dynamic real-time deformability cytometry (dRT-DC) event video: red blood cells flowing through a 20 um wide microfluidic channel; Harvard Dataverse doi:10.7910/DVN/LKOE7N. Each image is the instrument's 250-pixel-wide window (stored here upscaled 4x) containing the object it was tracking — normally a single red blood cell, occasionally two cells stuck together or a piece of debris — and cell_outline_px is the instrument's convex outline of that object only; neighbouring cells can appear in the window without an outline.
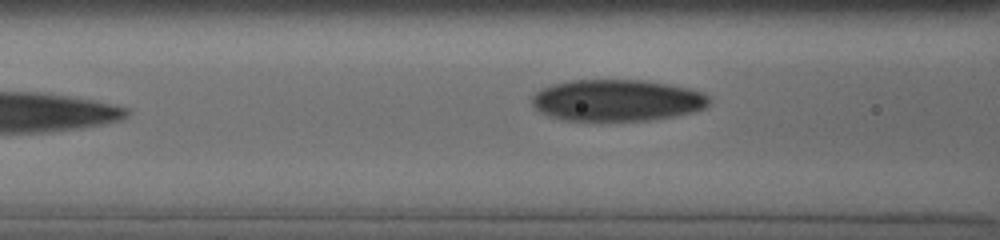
{"species": "human", "species_latin": "Homo sapiens", "temperature_condition": "cold", "stored_images_in_passage": 6, "segment_of_instrument_passage": [2, 2], "camera_frame_rate_fps": 3000, "um_per_image_px": 0.085, "donor": {"sex": "male"}, "frame": {"image": 1, "passage_image": 6, "time_ms": 2.667, "image_size_px": [1000, 240], "cell_outline_px": [[712, 100], [704, 108], [692, 112], [672, 116], [648, 120], [564, 120], [548, 116], [540, 112], [532, 104], [532, 96], [536, 92], [552, 84], [568, 80], [644, 80], [692, 88], [708, 96]], "centroid_in_image_um": [52.44, 8.52], "position_along_channel_um": 114.2, "area_um2": 42.89}}